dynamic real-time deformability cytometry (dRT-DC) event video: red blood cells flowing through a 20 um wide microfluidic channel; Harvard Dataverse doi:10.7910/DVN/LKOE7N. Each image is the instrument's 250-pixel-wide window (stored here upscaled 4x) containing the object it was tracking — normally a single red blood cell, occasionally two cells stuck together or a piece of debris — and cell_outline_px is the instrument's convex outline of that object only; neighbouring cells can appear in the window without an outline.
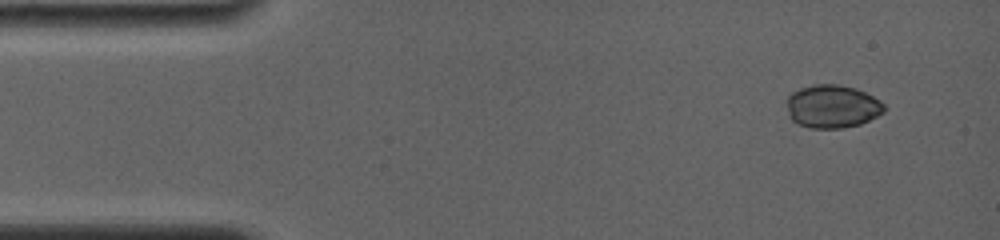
{"species": "common noctule bat (a hibernating species)", "species_latin": "Nyctalus noctula", "temperature_condition": "room temperature", "stored_images_in_passage": 6, "camera_frame_rate_fps": 4000, "um_per_image_px": 0.085, "animal": {"sex": "female", "body_mass_g": 19.0, "forearm_length_mm": 56.7}, "frame": {"image": 1, "passage_image": 2, "time_ms": 0.75, "image_size_px": [1000, 240], "cell_outline_px": [[884, 112], [860, 124], [840, 128], [808, 128], [792, 120], [788, 116], [784, 100], [792, 92], [800, 88], [816, 84], [840, 84], [856, 88], [880, 100], [884, 104]], "centroid_in_image_um": [70.69, 9.04], "position_along_channel_um": 14.3, "area_um2": 24.68}}
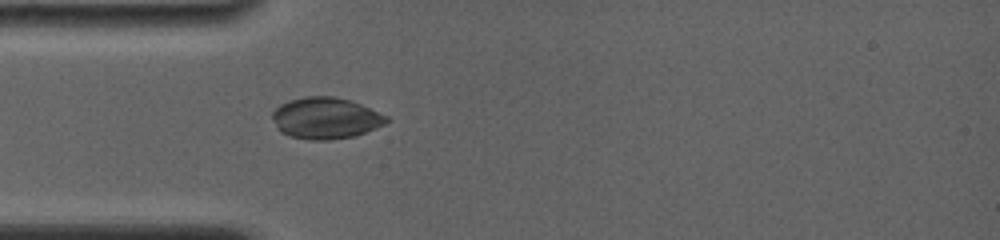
{"frame": {"image": 2, "passage_image": 6, "time_ms": 4.25, "image_size_px": [1000, 240], "cell_outline_px": [[392, 120], [384, 124], [356, 136], [328, 140], [312, 140], [292, 136], [280, 132], [272, 120], [272, 112], [280, 104], [288, 100], [304, 96], [332, 96], [352, 100], [388, 116]], "centroid_in_image_um": [27.69, 10.03], "position_along_channel_um": 57.3, "area_um2": 27.74}}